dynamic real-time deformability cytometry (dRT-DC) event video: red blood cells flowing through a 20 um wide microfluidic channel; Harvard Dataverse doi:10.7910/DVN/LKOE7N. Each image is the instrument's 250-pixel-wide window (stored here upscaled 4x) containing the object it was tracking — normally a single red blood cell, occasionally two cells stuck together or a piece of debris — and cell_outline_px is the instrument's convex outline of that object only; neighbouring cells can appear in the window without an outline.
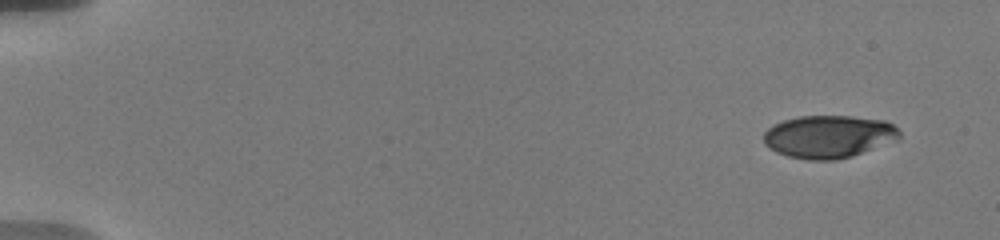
{"species": "human", "species_latin": "Homo sapiens", "temperature_condition": "warm", "stored_images_in_passage": 72, "camera_frame_rate_fps": 3000, "um_per_image_px": 0.085, "donor": {"sex": "male"}, "frame": {"image": 1, "passage_image": 1, "time_ms": 0.0, "image_size_px": [1000, 240], "cell_outline_px": [[900, 140], [852, 156], [836, 160], [808, 160], [788, 156], [776, 152], [768, 148], [764, 144], [764, 132], [772, 124], [784, 120], [800, 116], [852, 116], [884, 120], [892, 124], [900, 132]], "centroid_in_image_um": [70.44, 11.61], "position_along_channel_um": 14.6, "area_um2": 34.1}}
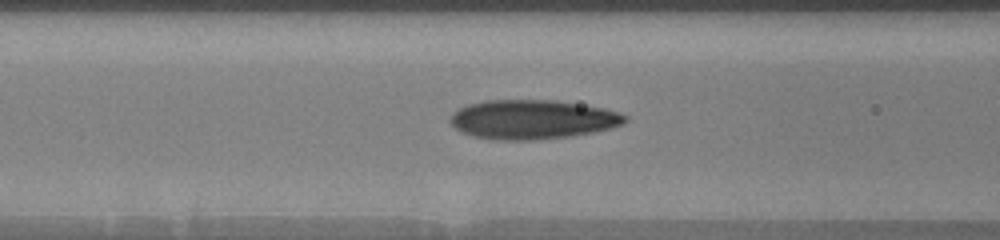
{"frame": {"image": 2, "passage_image": 26, "time_ms": 7.0, "image_size_px": [1000, 240], "cell_outline_px": [[628, 120], [624, 124], [592, 132], [568, 136], [532, 140], [500, 140], [472, 136], [456, 128], [448, 120], [452, 112], [468, 104], [484, 100], [556, 100], [604, 108], [628, 116]], "centroid_in_image_um": [45.23, 10.14], "position_along_channel_um": 121.4, "area_um2": 39.82}}
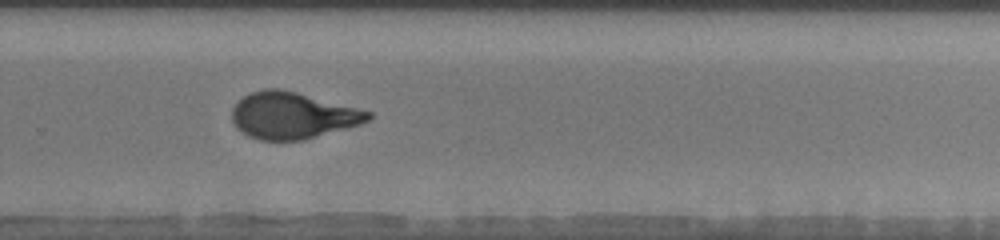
{"frame": {"image": 3, "passage_image": 46, "time_ms": 12.0, "image_size_px": [1000, 240], "cell_outline_px": [[372, 116], [368, 120], [360, 124], [304, 140], [260, 140], [248, 136], [232, 120], [232, 108], [244, 96], [252, 92], [264, 88], [280, 88], [296, 92], [372, 112]], "centroid_in_image_um": [24.86, 9.81], "position_along_channel_um": 304.9, "area_um2": 36.47}, "authors_computed_cell_mechanics": {"area_um2": 36.8764, "velocity_mm_per_s": 3.672, "shape_relaxation_time_tau1_ms": 5.5035, "shape_relaxation_time_tau2_ms": 0.8933, "deformation_change_tau1": 0.2159, "deformation_change_tau2": 0.0778}}